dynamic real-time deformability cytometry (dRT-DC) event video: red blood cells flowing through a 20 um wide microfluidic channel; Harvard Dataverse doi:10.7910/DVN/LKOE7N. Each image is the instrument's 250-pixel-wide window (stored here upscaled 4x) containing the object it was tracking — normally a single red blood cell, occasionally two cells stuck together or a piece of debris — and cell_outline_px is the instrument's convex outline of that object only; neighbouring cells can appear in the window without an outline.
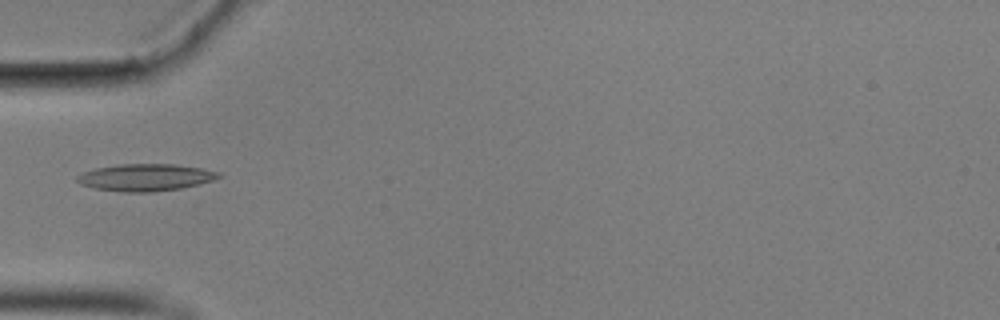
{"species": "common noctule bat (a hibernating species)", "species_latin": "Nyctalus noctula", "temperature_condition": "cold", "stored_images_in_passage": 39, "camera_frame_rate_fps": 3000, "um_per_image_px": 0.085, "animal": {"sex": "male", "body_mass_g": 17.9}, "frame": {"image": 1, "passage_image": 1, "time_ms": 0.0, "image_size_px": [1000, 320], "cell_outline_px": [[224, 176], [212, 180], [180, 188], [152, 192], [124, 192], [96, 188], [80, 184], [76, 180], [76, 176], [84, 172], [96, 168], [120, 164], [176, 164], [200, 168], [220, 172]], "centroid_in_image_um": [12.37, 15.07], "position_along_channel_um": 72.6, "area_um2": 22.14}, "authors_computed_cell_mechanics": {"area_um2": 20.0566, "velocity_mm_per_s": 3.539, "shape_relaxation_time_tau1_ms": null, "shape_relaxation_time_tau2_ms": 2.9065, "deformation_change_tau1": null, "deformation_change_tau2": 0.1044}}